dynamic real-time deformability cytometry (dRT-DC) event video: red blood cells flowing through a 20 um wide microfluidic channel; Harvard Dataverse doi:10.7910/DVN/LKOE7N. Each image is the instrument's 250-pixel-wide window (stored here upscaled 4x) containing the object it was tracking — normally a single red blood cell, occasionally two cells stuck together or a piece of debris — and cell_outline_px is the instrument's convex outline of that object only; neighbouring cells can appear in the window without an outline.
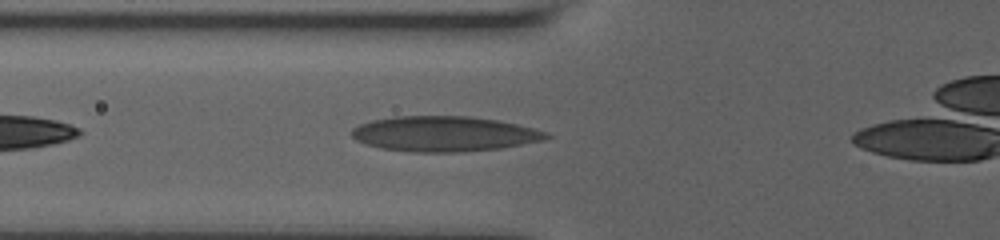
{"species": "human", "species_latin": "Homo sapiens", "temperature_condition": "room temperature", "stored_images_in_passage": 22, "camera_frame_rate_fps": 3000, "um_per_image_px": 0.085, "donor": {"sex": "male"}, "frame": {"image": 1, "passage_image": 4, "time_ms": 1.0, "image_size_px": [1000, 240], "cell_outline_px": [[552, 136], [544, 140], [500, 148], [464, 152], [412, 152], [380, 148], [356, 140], [352, 136], [352, 128], [360, 124], [372, 120], [392, 116], [468, 116], [500, 120], [548, 132]], "centroid_in_image_um": [37.76, 11.37], "position_along_channel_um": 88.0, "area_um2": 40.06}}
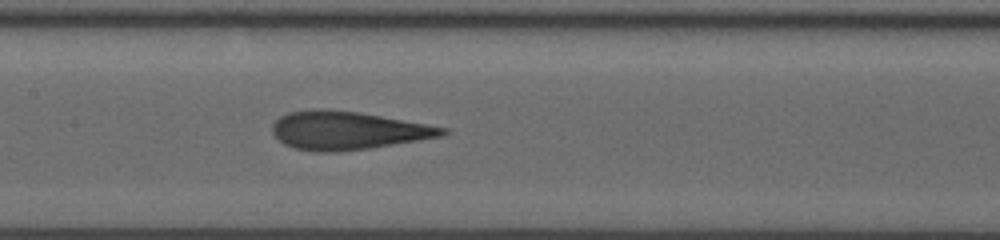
{"frame": {"image": 2, "passage_image": 11, "time_ms": 3.333, "image_size_px": [1000, 240], "cell_outline_px": [[448, 132], [440, 136], [420, 140], [368, 148], [324, 152], [316, 152], [296, 148], [284, 144], [272, 132], [272, 124], [280, 116], [288, 112], [312, 108], [320, 108], [360, 112], [448, 128]], "centroid_in_image_um": [29.51, 11.07], "position_along_channel_um": 177.9, "area_um2": 37.63}}
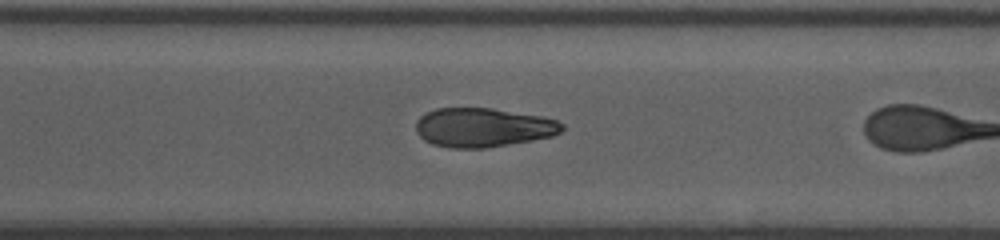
{"frame": {"image": 3, "passage_image": 20, "time_ms": 6.333, "image_size_px": [1000, 240], "cell_outline_px": [[564, 128], [560, 132], [552, 136], [532, 140], [484, 148], [452, 148], [432, 144], [424, 140], [416, 132], [416, 120], [420, 116], [436, 108], [492, 108], [540, 116], [556, 120], [564, 124]], "centroid_in_image_um": [41.04, 10.83], "position_along_channel_um": 329.6, "area_um2": 33.18}}